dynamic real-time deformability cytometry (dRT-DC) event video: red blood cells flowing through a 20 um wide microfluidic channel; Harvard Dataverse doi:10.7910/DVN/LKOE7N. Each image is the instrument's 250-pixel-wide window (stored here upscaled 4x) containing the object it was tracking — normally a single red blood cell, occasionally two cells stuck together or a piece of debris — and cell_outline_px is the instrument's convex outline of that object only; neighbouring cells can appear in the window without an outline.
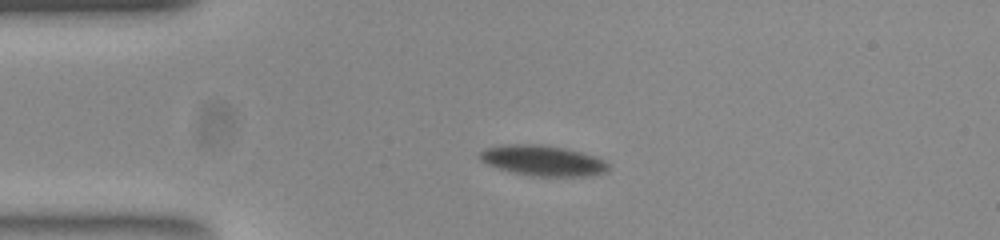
{"species": "common noctule bat (a hibernating species)", "species_latin": "Nyctalus noctula", "temperature_condition": "room temperature", "stored_images_in_passage": 50, "camera_frame_rate_fps": 3000, "um_per_image_px": 0.085, "animal": {"sex": "female", "body_mass_g": 23.0, "forearm_length_mm": 53.4}, "frame": {"image": 1, "passage_image": 6, "time_ms": 1.667, "image_size_px": [1000, 240], "cell_outline_px": [[608, 168], [604, 172], [584, 176], [540, 176], [516, 172], [500, 168], [488, 164], [480, 156], [480, 152], [488, 148], [512, 144], [540, 144], [580, 152], [604, 160], [608, 164]], "centroid_in_image_um": [46.17, 13.65], "position_along_channel_um": 38.8, "area_um2": 21.85}}
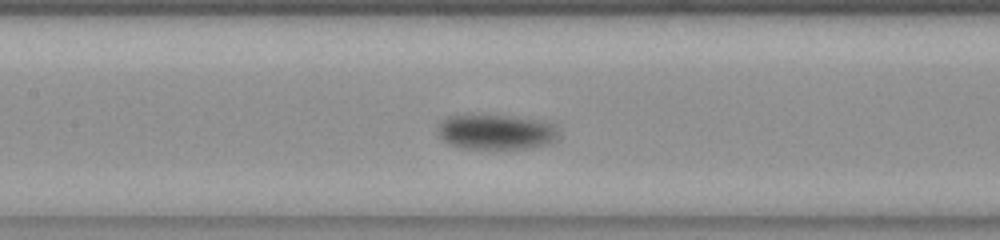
{"frame": {"image": 2, "passage_image": 19, "time_ms": 6.0, "image_size_px": [1000, 240], "cell_outline_px": [[556, 136], [552, 140], [544, 144], [528, 148], [460, 148], [444, 140], [440, 132], [440, 120], [448, 116], [468, 112], [472, 112], [508, 116], [536, 120], [552, 124], [556, 128]], "centroid_in_image_um": [42.07, 11.16], "position_along_channel_um": 165.3, "area_um2": 24.57}}
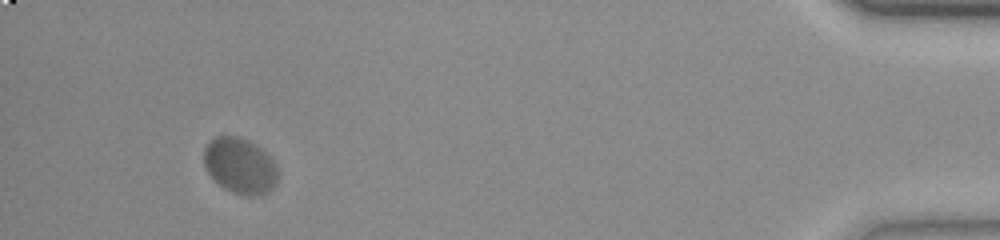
{"frame": {"image": 3, "passage_image": 46, "time_ms": 15.0, "image_size_px": [1000, 240], "cell_outline_px": [[276, 184], [268, 192], [252, 196], [248, 196], [232, 192], [224, 188], [208, 172], [204, 164], [204, 148], [216, 136], [236, 136], [248, 140], [256, 144], [276, 164]], "centroid_in_image_um": [20.39, 14.09], "position_along_channel_um": 414.8, "area_um2": 23.64}}